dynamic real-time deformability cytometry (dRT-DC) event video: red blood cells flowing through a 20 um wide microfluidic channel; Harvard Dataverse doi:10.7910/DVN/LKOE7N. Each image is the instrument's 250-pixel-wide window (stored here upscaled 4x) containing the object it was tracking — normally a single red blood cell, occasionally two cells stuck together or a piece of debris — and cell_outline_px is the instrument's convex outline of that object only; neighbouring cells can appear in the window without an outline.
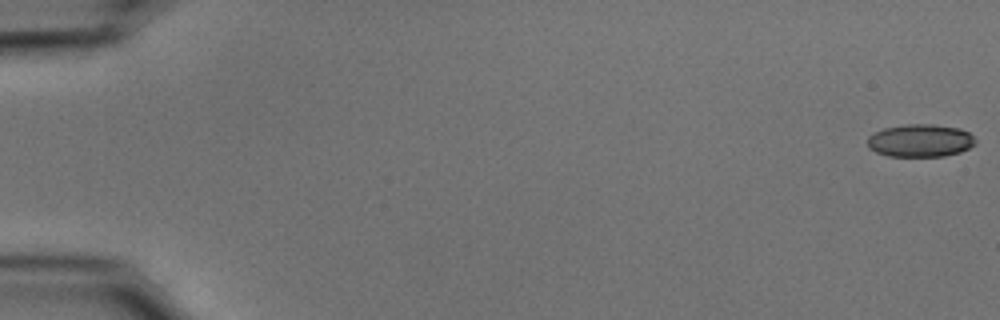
{"species": "common noctule bat (a hibernating species)", "species_latin": "Nyctalus noctula", "temperature_condition": "cold", "stored_images_in_passage": 55, "camera_frame_rate_fps": 3000, "um_per_image_px": 0.085, "animal": {"sex": "male", "body_mass_g": 15.6}, "frame": {"image": 1, "passage_image": 1, "time_ms": 0.0, "image_size_px": [1000, 320], "cell_outline_px": [[976, 144], [960, 152], [944, 156], [888, 156], [876, 152], [868, 148], [868, 136], [884, 128], [904, 124], [932, 124], [960, 128], [968, 132], [976, 140]], "centroid_in_image_um": [78.23, 11.95], "position_along_channel_um": 6.8, "area_um2": 20.63}}
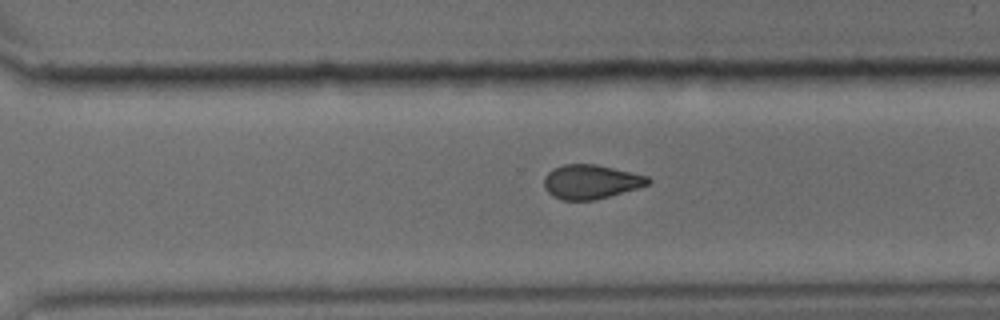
{"frame": {"image": 2, "passage_image": 39, "time_ms": 12.667, "image_size_px": [1000, 320], "cell_outline_px": [[652, 180], [648, 184], [636, 188], [608, 196], [592, 200], [560, 200], [552, 196], [544, 188], [544, 176], [552, 168], [564, 164], [596, 164], [648, 176]], "centroid_in_image_um": [50.17, 15.44], "position_along_channel_um": 320.4, "area_um2": 20.63}}
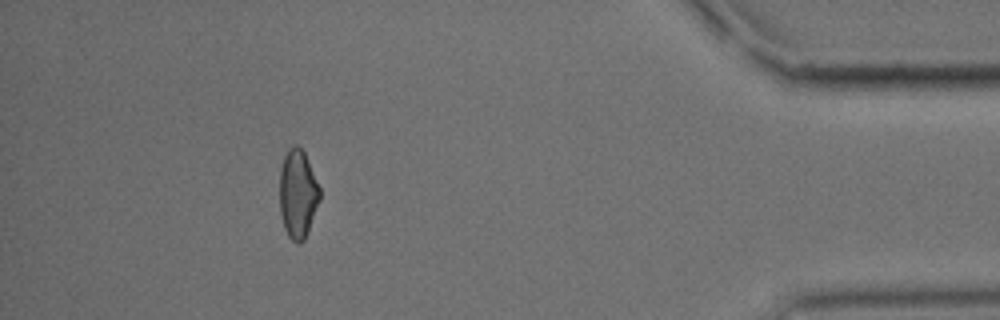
{"frame": {"image": 3, "passage_image": 50, "time_ms": 16.333, "image_size_px": [1000, 320], "cell_outline_px": [[320, 200], [304, 240], [300, 244], [296, 244], [288, 236], [284, 228], [280, 212], [280, 168], [284, 156], [288, 148], [292, 144], [296, 144], [304, 152], [320, 188]], "centroid_in_image_um": [25.3, 16.48], "position_along_channel_um": 409.9, "area_um2": 20.75}, "authors_computed_cell_mechanics": {"area_um2": 21.386, "velocity_mm_per_s": 3.7329, "shape_relaxation_time_tau1_ms": null, "shape_relaxation_time_tau2_ms": 3.3117, "deformation_change_tau1": null, "deformation_change_tau2": 0.0863}}